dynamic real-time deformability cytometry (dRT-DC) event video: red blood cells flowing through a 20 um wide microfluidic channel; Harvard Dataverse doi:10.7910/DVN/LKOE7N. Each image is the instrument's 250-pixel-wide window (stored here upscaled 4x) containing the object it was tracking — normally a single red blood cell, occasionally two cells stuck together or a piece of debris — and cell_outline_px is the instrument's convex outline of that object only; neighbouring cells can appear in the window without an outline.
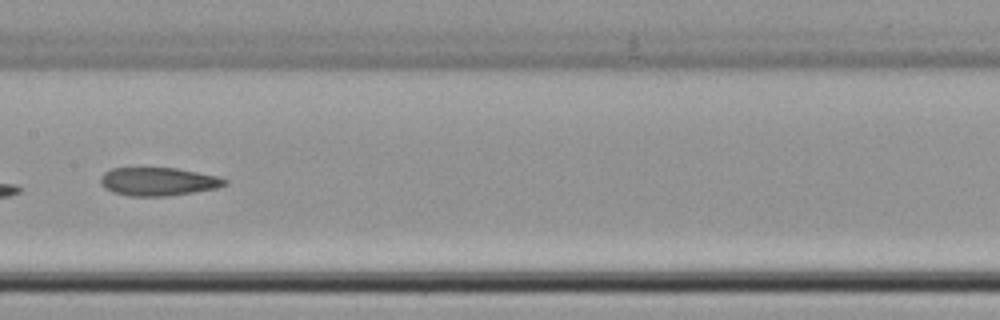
{"species": "common noctule bat (a hibernating species)", "species_latin": "Nyctalus noctula", "temperature_condition": "cold", "stored_images_in_passage": 7, "camera_frame_rate_fps": 3000, "um_per_image_px": 0.085, "animal": {"sex": "female", "body_mass_g": 22.7, "forearm_length_mm": 54.2}, "frame": {"image": 1, "passage_image": 7, "time_ms": 7.333, "image_size_px": [1000, 320], "cell_outline_px": [[228, 184], [216, 188], [168, 196], [132, 196], [112, 192], [104, 188], [100, 184], [100, 176], [104, 172], [112, 168], [176, 168], [216, 176], [228, 180]], "centroid_in_image_um": [13.41, 15.43], "position_along_channel_um": 194.0, "area_um2": 20.4}}